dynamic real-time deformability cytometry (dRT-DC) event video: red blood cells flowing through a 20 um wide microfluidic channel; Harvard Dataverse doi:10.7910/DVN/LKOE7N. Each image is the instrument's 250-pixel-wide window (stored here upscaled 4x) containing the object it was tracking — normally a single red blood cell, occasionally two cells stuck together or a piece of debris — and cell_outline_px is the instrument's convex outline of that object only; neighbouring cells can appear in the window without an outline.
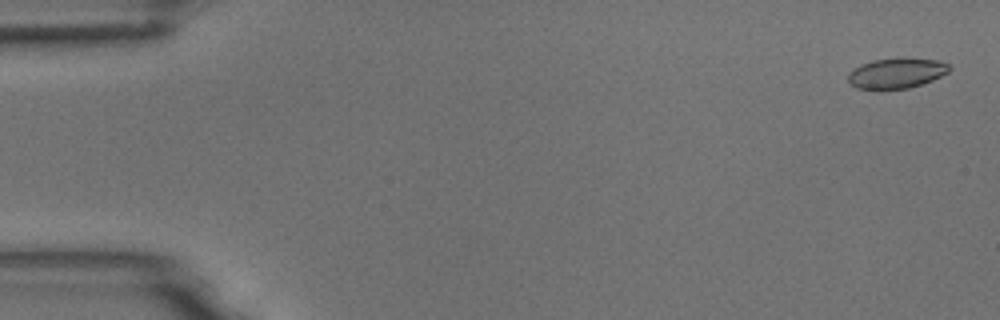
{"species": "common noctule bat (a hibernating species)", "species_latin": "Nyctalus noctula", "temperature_condition": "room temperature", "stored_images_in_passage": 55, "camera_frame_rate_fps": 3000, "um_per_image_px": 0.085, "animal": {"sex": "male", "body_mass_g": 18.8}, "frame": {"image": 1, "passage_image": 2, "time_ms": 0.333, "image_size_px": [1000, 320], "cell_outline_px": [[952, 68], [948, 72], [932, 80], [908, 88], [856, 88], [848, 80], [848, 72], [860, 64], [872, 60], [936, 60], [948, 64]], "centroid_in_image_um": [76.17, 6.24], "position_along_channel_um": 8.8, "area_um2": 16.99}}
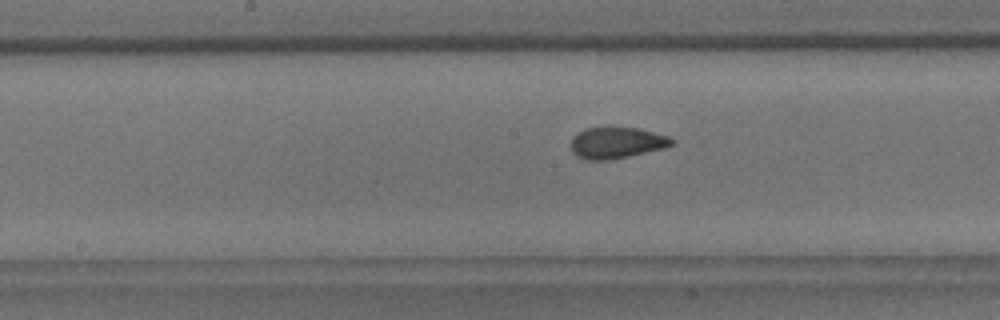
{"frame": {"image": 2, "passage_image": 28, "time_ms": 9.0, "image_size_px": [1000, 320], "cell_outline_px": [[676, 144], [664, 148], [628, 156], [608, 160], [584, 160], [576, 156], [572, 152], [572, 136], [584, 128], [636, 128], [668, 136], [676, 140]], "centroid_in_image_um": [52.41, 12.15], "position_along_channel_um": 195.8, "area_um2": 18.32}}
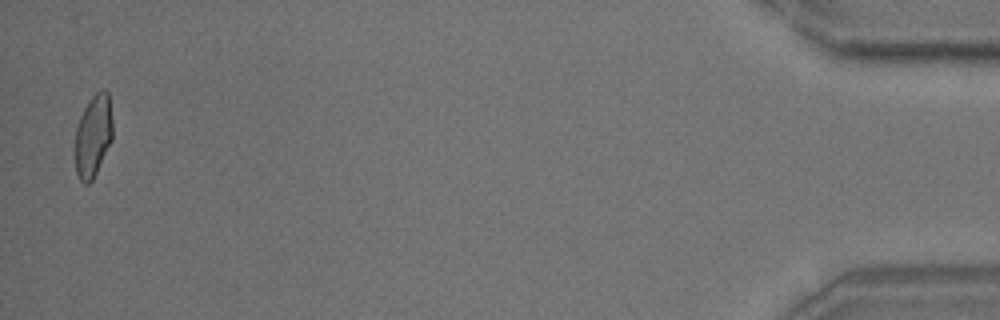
{"frame": {"image": 3, "passage_image": 54, "time_ms": 17.667, "image_size_px": [1000, 320], "cell_outline_px": [[112, 140], [92, 180], [88, 184], [84, 184], [80, 180], [76, 172], [76, 128], [80, 116], [88, 100], [96, 92], [104, 88], [108, 92], [112, 120]], "centroid_in_image_um": [7.93, 11.51], "position_along_channel_um": 427.3, "area_um2": 17.86}, "authors_computed_cell_mechanics": {"area_um2": 18.4382, "velocity_mm_per_s": 3.7025, "shape_relaxation_time_tau1_ms": 6.3916, "shape_relaxation_time_tau2_ms": null, "deformation_change_tau1": 0.1389, "deformation_change_tau2": null}}